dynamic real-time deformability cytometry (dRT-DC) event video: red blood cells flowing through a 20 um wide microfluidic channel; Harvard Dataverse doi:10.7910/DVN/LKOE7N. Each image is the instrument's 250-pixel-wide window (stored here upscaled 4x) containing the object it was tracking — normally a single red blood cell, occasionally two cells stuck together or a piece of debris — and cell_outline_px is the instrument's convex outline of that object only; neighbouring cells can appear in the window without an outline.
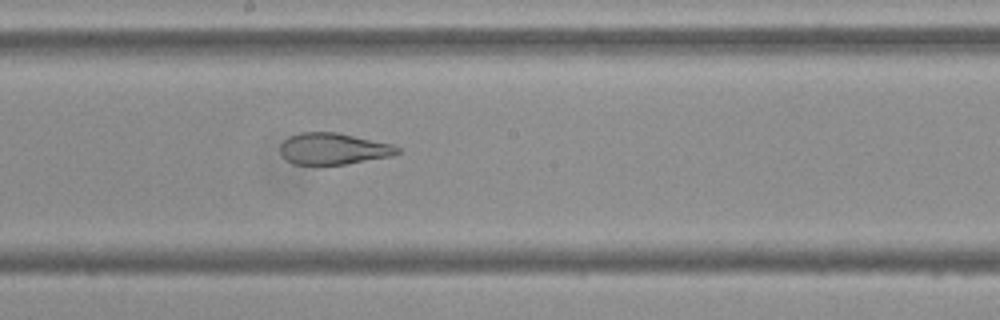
{"species": "Egyptian fruit bat (a non-hibernating species)", "species_latin": "Rousettus aegyptiacus", "temperature_condition": "cold", "stored_images_in_passage": 54, "camera_frame_rate_fps": 3000, "um_per_image_px": 0.085, "frame": {"image": 1, "passage_image": 29, "time_ms": 9.333, "image_size_px": [1000, 320], "cell_outline_px": [[400, 152], [392, 156], [344, 164], [292, 164], [280, 152], [280, 144], [288, 136], [300, 132], [336, 132], [392, 144], [400, 148]], "centroid_in_image_um": [28.32, 12.63], "position_along_channel_um": 219.9, "area_um2": 21.39}}
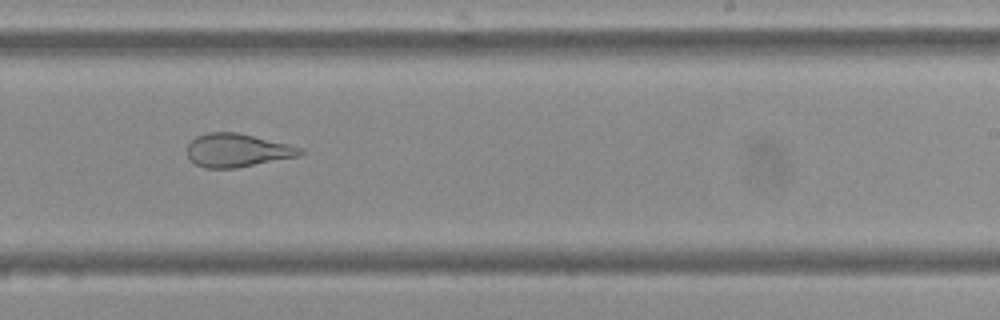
{"frame": {"image": 2, "passage_image": 33, "time_ms": 10.667, "image_size_px": [1000, 320], "cell_outline_px": [[304, 152], [300, 156], [236, 168], [204, 168], [196, 164], [188, 156], [188, 144], [196, 136], [208, 132], [236, 132], [288, 144], [304, 148]], "centroid_in_image_um": [20.19, 12.78], "position_along_channel_um": 268.8, "area_um2": 21.91}}
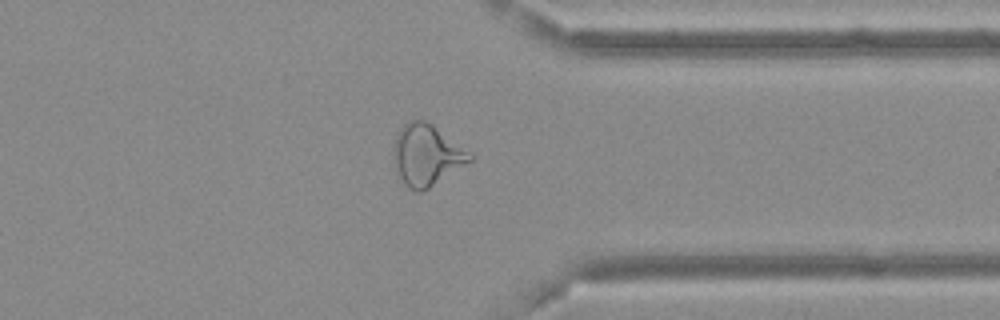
{"frame": {"image": 3, "passage_image": 42, "time_ms": 13.667, "image_size_px": [1000, 320], "cell_outline_px": [[472, 160], [428, 188], [420, 192], [416, 192], [404, 184], [396, 168], [392, 156], [392, 152], [396, 136], [400, 128], [408, 120], [424, 120], [432, 124], [472, 152]], "centroid_in_image_um": [36.25, 13.15], "position_along_channel_um": 375.1, "area_um2": 27.05}, "authors_computed_cell_mechanics": {"area_um2": 28.2931, "velocity_mm_per_s": 3.6884, "shape_relaxation_time_tau1_ms": null, "shape_relaxation_time_tau2_ms": 1.6186, "deformation_change_tau1": null, "deformation_change_tau2": 0.1076}}